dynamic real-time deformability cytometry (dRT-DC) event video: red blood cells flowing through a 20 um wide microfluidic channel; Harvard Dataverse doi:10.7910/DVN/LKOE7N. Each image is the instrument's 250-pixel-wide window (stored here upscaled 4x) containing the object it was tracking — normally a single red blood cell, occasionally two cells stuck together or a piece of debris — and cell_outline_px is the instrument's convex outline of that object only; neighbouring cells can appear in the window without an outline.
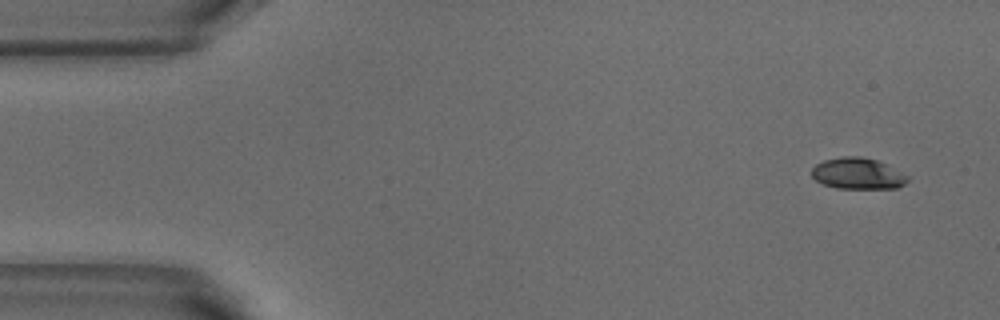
{"species": "common noctule bat (a hibernating species)", "species_latin": "Nyctalus noctula", "temperature_condition": "warm", "stored_images_in_passage": 4, "camera_frame_rate_fps": 3000, "um_per_image_px": 0.085, "animal": {"sex": "male", "body_mass_g": 18.8}, "frame": {"image": 1, "passage_image": 1, "time_ms": 0.0, "image_size_px": [1000, 320], "cell_outline_px": [[908, 180], [904, 184], [896, 188], [836, 188], [824, 184], [816, 180], [812, 176], [812, 168], [816, 164], [824, 160], [840, 156], [860, 156], [876, 160], [908, 176]], "centroid_in_image_um": [72.87, 14.75], "position_along_channel_um": 12.1, "area_um2": 17.22}}
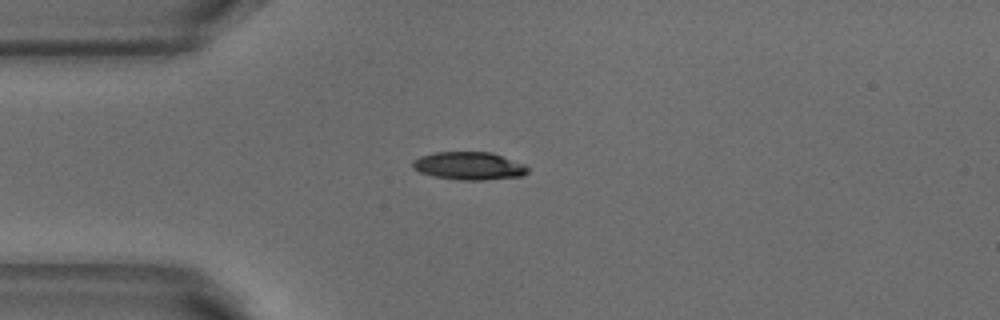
{"frame": {"image": 2, "passage_image": 4, "time_ms": 1.0, "image_size_px": [1000, 320], "cell_outline_px": [[528, 172], [524, 176], [484, 180], [460, 180], [432, 176], [420, 172], [412, 168], [412, 160], [420, 156], [436, 152], [492, 152], [524, 164], [528, 168]], "centroid_in_image_um": [39.86, 14.1], "position_along_channel_um": 45.1, "area_um2": 18.84}}